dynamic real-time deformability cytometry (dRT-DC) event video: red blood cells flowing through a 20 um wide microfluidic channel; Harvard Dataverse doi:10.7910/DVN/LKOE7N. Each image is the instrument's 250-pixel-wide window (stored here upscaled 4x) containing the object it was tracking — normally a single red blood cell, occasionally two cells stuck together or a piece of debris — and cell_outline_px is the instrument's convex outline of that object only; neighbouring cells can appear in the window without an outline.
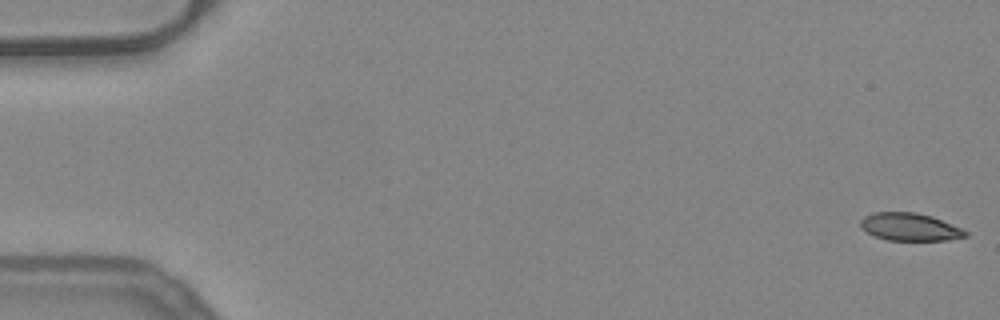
{"species": "common noctule bat (a hibernating species)", "species_latin": "Nyctalus noctula", "temperature_condition": "warm", "stored_images_in_passage": 53, "camera_frame_rate_fps": 3000, "um_per_image_px": 0.085, "animal": {"sex": "female", "body_mass_g": 24.6, "forearm_length_mm": 56.2}, "frame": {"image": 1, "passage_image": 1, "time_ms": 0.0, "image_size_px": [1000, 320], "cell_outline_px": [[968, 236], [948, 240], [888, 240], [876, 236], [860, 228], [860, 220], [864, 216], [872, 212], [912, 212], [932, 216], [960, 228], [968, 232]], "centroid_in_image_um": [77.31, 19.28], "position_along_channel_um": 7.7, "area_um2": 16.82}}
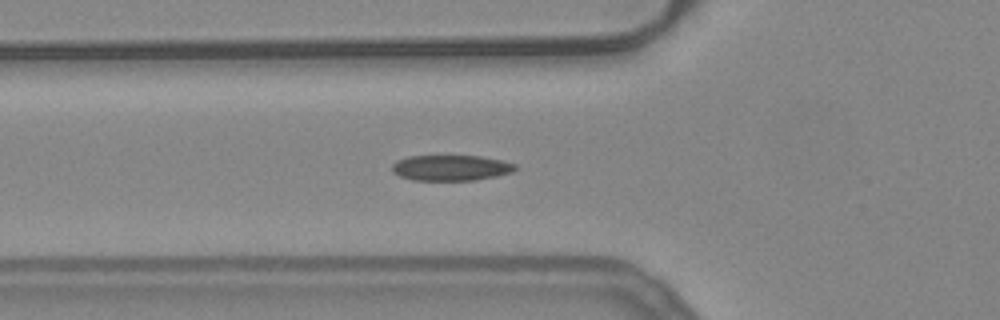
{"frame": {"image": 2, "passage_image": 19, "time_ms": 6.0, "image_size_px": [1000, 320], "cell_outline_px": [[520, 168], [512, 172], [496, 176], [476, 180], [412, 180], [400, 176], [392, 172], [392, 164], [396, 160], [408, 156], [480, 156], [504, 160], [516, 164]], "centroid_in_image_um": [38.36, 14.26], "position_along_channel_um": 87.4, "area_um2": 18.61}}
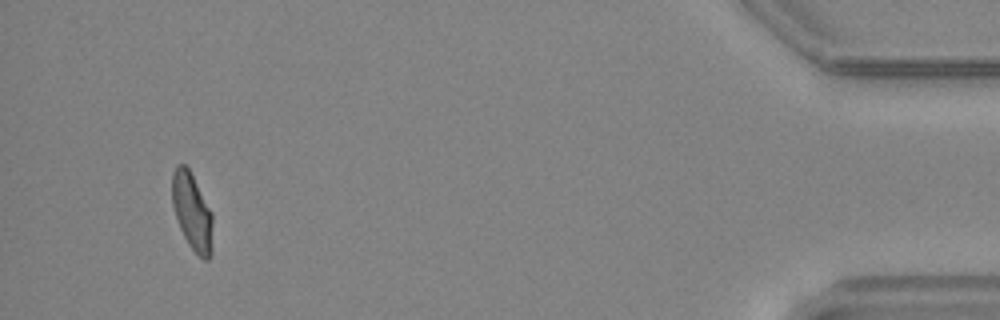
{"frame": {"image": 3, "passage_image": 50, "time_ms": 16.333, "image_size_px": [1000, 320], "cell_outline_px": [[212, 256], [208, 260], [204, 260], [188, 244], [180, 228], [172, 204], [172, 172], [176, 164], [184, 164], [188, 168], [212, 212]], "centroid_in_image_um": [16.33, 18.0], "position_along_channel_um": 418.9, "area_um2": 18.15}, "authors_computed_cell_mechanics": {"area_um2": 18.496, "velocity_mm_per_s": 3.9305, "shape_relaxation_time_tau1_ms": 7.3383, "shape_relaxation_time_tau2_ms": 1.1671, "deformation_change_tau1": 0.2136, "deformation_change_tau2": 0.0753}}